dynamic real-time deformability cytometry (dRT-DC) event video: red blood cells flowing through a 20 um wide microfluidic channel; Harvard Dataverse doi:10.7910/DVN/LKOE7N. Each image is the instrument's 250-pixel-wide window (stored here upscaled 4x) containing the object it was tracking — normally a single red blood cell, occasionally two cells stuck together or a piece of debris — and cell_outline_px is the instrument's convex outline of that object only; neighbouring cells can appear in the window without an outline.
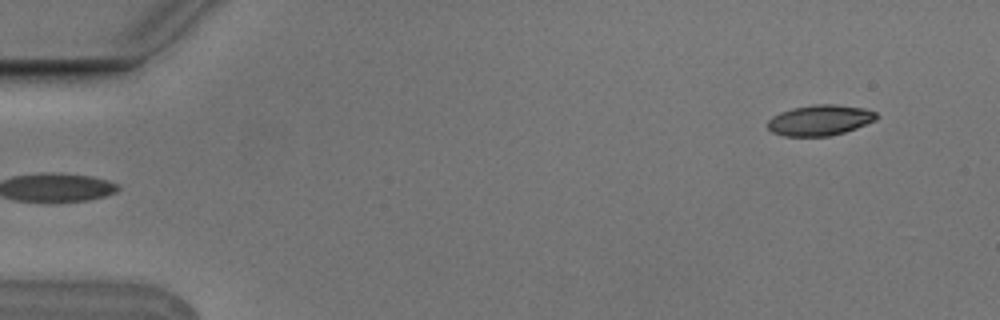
{"species": "Egyptian fruit bat (a non-hibernating species)", "species_latin": "Rousettus aegyptiacus", "temperature_condition": "cold", "stored_images_in_passage": 6, "camera_frame_rate_fps": 3000, "um_per_image_px": 0.085, "animal": {"sex": "male"}, "frame": {"image": 1, "passage_image": 6, "time_ms": 1.667, "image_size_px": [1000, 320], "cell_outline_px": [[880, 116], [876, 120], [856, 128], [844, 132], [828, 136], [784, 136], [772, 132], [768, 128], [768, 120], [772, 116], [780, 112], [792, 108], [812, 104], [836, 104], [864, 108], [876, 112]], "centroid_in_image_um": [69.7, 10.21], "position_along_channel_um": 15.3, "area_um2": 19.54}}